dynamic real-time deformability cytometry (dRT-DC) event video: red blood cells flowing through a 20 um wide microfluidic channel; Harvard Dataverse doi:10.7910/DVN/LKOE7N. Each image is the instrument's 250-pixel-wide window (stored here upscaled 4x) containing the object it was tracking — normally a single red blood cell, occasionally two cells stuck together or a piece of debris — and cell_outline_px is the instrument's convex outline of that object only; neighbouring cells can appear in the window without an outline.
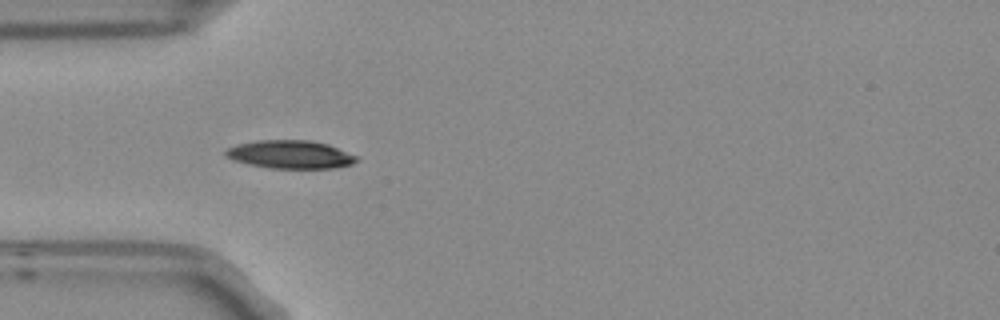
{"species": "Egyptian fruit bat (a non-hibernating species)", "species_latin": "Rousettus aegyptiacus", "temperature_condition": "room temperature", "stored_images_in_passage": 6, "camera_frame_rate_fps": 3000, "um_per_image_px": 0.085, "frame": {"image": 1, "passage_image": 5, "time_ms": 1.333, "image_size_px": [1000, 320], "cell_outline_px": [[360, 160], [352, 164], [332, 168], [272, 168], [248, 164], [232, 160], [224, 152], [228, 148], [236, 144], [256, 140], [312, 140], [328, 144], [356, 156]], "centroid_in_image_um": [24.67, 13.12], "position_along_channel_um": 60.3, "area_um2": 21.44}}